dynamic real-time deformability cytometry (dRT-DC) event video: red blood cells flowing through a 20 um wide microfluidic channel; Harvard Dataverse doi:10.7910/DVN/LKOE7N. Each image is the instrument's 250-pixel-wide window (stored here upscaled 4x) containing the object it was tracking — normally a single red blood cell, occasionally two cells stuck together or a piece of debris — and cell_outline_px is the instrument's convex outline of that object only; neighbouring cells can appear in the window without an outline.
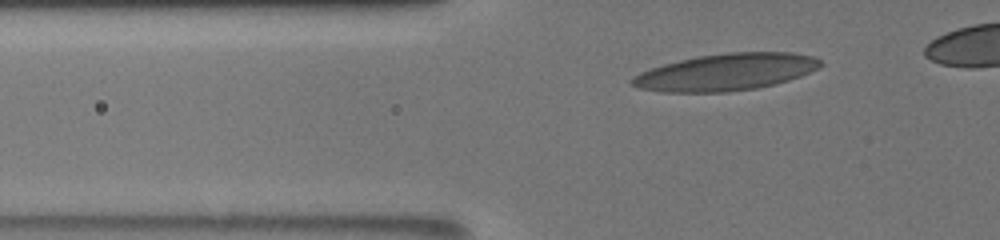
{"species": "human", "species_latin": "Homo sapiens", "temperature_condition": "room temperature", "stored_images_in_passage": 26, "camera_frame_rate_fps": 3000, "um_per_image_px": 0.085, "donor": {"sex": "male"}, "frame": {"image": 1, "passage_image": 10, "time_ms": 1.667, "image_size_px": [1000, 240], "cell_outline_px": [[824, 64], [800, 76], [788, 80], [756, 88], [728, 92], [660, 92], [636, 88], [628, 84], [628, 80], [632, 76], [640, 72], [664, 64], [680, 60], [700, 56], [728, 52], [792, 52], [812, 56], [820, 60]], "centroid_in_image_um": [61.63, 6.13], "position_along_channel_um": 64.2, "area_um2": 40.52}}
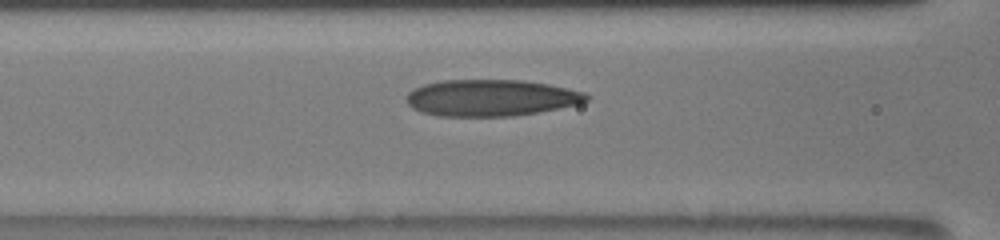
{"frame": {"image": 2, "passage_image": 18, "time_ms": 3.667, "image_size_px": [1000, 240], "cell_outline_px": [[588, 100], [580, 104], [560, 108], [512, 116], [436, 116], [420, 112], [412, 108], [408, 104], [404, 96], [408, 92], [424, 84], [440, 80], [524, 80], [548, 84], [584, 92], [588, 96]], "centroid_in_image_um": [41.69, 8.32], "position_along_channel_um": 124.9, "area_um2": 38.49}}